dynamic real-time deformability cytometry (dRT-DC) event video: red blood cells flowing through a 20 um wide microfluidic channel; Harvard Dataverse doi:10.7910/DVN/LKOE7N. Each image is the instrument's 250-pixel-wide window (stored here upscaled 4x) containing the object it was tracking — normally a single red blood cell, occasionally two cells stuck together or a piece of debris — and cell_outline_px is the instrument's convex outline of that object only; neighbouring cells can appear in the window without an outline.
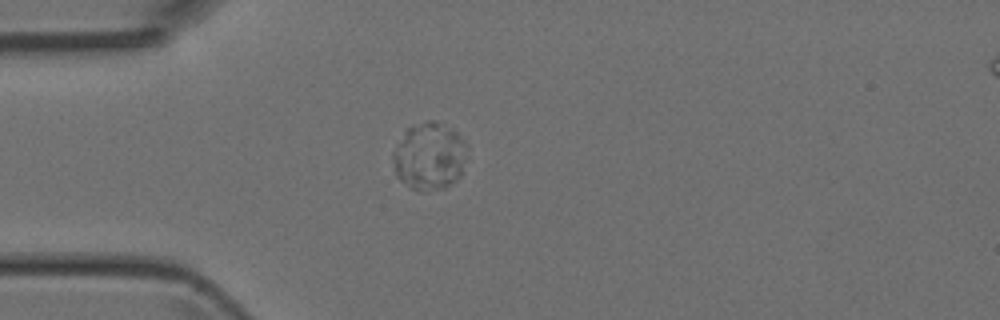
{"species": "Egyptian fruit bat (a non-hibernating species)", "species_latin": "Rousettus aegyptiacus", "temperature_condition": "room temperature", "stored_images_in_passage": 44, "camera_frame_rate_fps": 3000, "um_per_image_px": 0.085, "animal": {"sex": "female"}, "frame": {"image": 1, "passage_image": 7, "time_ms": 2.0, "image_size_px": [1000, 320], "cell_outline_px": [[468, 144], [460, 172], [456, 180], [444, 188], [424, 192], [420, 192], [412, 188], [396, 176], [392, 160], [392, 152], [404, 132], [408, 128], [428, 120], [436, 120], [452, 128]], "centroid_in_image_um": [36.47, 13.27], "position_along_channel_um": 48.5, "area_um2": 29.07}}
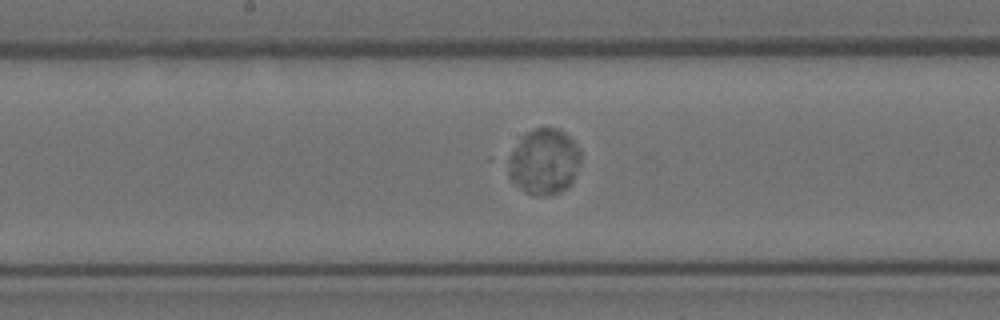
{"frame": {"image": 2, "passage_image": 19, "time_ms": 6.0, "image_size_px": [1000, 320], "cell_outline_px": [[580, 160], [572, 184], [568, 188], [560, 192], [548, 196], [532, 196], [524, 192], [508, 176], [504, 160], [520, 136], [536, 128], [560, 128], [576, 144], [580, 152]], "centroid_in_image_um": [46.18, 13.76], "position_along_channel_um": 202.0, "area_um2": 28.55}}
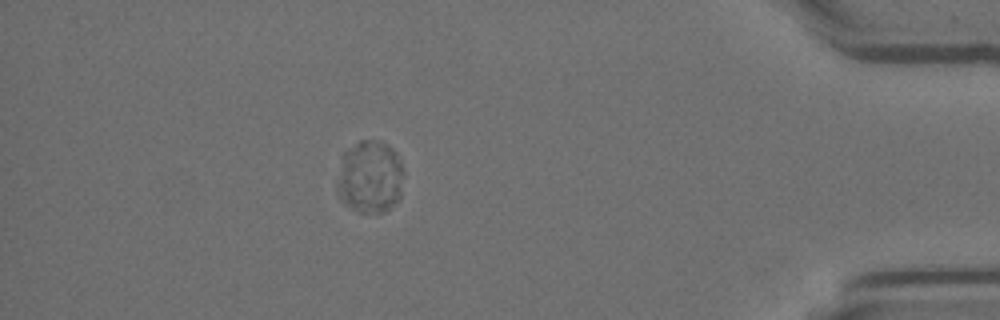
{"frame": {"image": 3, "passage_image": 37, "time_ms": 12.0, "image_size_px": [1000, 320], "cell_outline_px": [[404, 172], [400, 196], [384, 212], [360, 212], [344, 204], [340, 200], [336, 192], [336, 184], [344, 152], [360, 140], [372, 140], [388, 144], [396, 152], [400, 160]], "centroid_in_image_um": [31.44, 15.04], "position_along_channel_um": 403.8, "area_um2": 28.21}}